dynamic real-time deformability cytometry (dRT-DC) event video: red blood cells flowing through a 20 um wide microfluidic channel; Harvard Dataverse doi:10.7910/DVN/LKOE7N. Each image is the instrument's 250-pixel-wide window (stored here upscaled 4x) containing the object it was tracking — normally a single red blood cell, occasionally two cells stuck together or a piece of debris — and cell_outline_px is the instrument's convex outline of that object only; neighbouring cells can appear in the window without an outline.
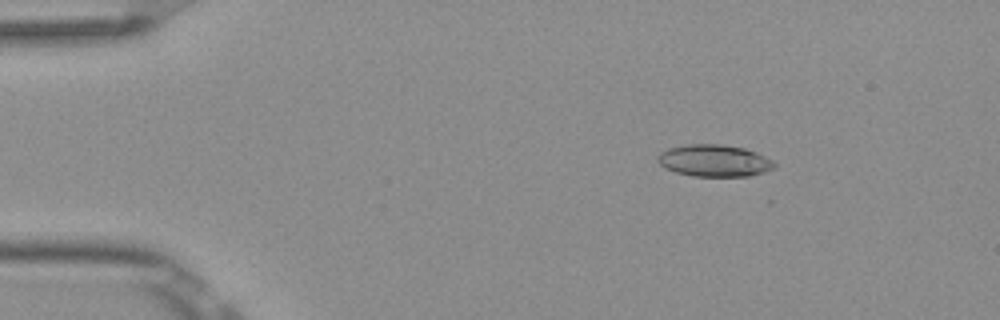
{"species": "Egyptian fruit bat (a non-hibernating species)", "species_latin": "Rousettus aegyptiacus", "temperature_condition": "room temperature", "stored_images_in_passage": 5, "camera_frame_rate_fps": 3000, "um_per_image_px": 0.085, "frame": {"image": 1, "passage_image": 2, "time_ms": 0.333, "image_size_px": [1000, 320], "cell_outline_px": [[776, 168], [764, 172], [748, 176], [692, 176], [676, 172], [664, 168], [656, 160], [656, 156], [660, 152], [668, 148], [688, 144], [720, 144], [744, 148], [756, 152], [772, 160], [776, 164]], "centroid_in_image_um": [60.69, 13.65], "position_along_channel_um": 24.3, "area_um2": 21.85}}
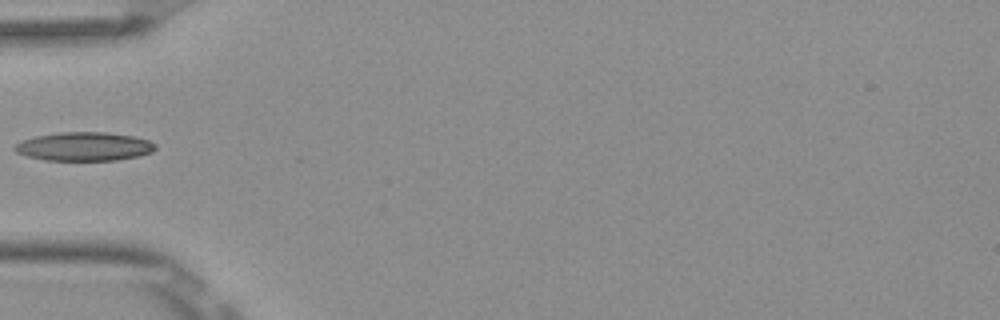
{"frame": {"image": 2, "passage_image": 5, "time_ms": 1.333, "image_size_px": [1000, 320], "cell_outline_px": [[156, 148], [152, 152], [140, 156], [116, 160], [44, 160], [28, 156], [16, 152], [12, 148], [20, 140], [36, 136], [60, 132], [108, 132], [132, 136], [148, 140], [156, 144]], "centroid_in_image_um": [7.15, 12.45], "position_along_channel_um": 77.8, "area_um2": 23.58}}